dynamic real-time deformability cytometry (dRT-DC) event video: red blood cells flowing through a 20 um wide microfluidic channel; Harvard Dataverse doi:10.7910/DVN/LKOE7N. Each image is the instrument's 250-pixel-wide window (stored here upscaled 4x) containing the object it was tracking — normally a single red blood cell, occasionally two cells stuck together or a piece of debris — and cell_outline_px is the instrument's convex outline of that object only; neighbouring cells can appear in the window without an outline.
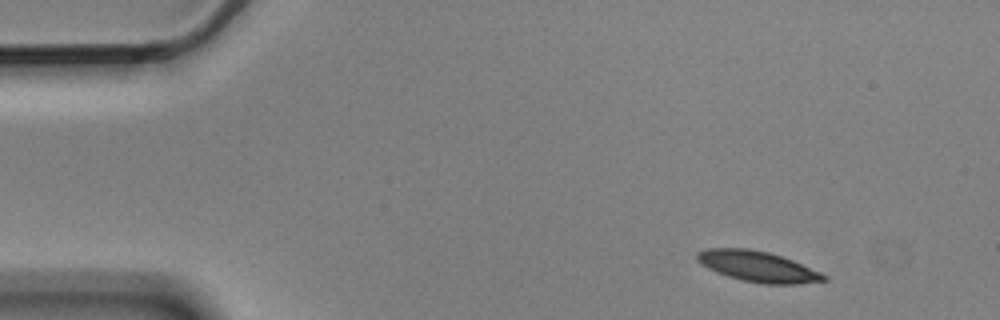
{"species": "Egyptian fruit bat (a non-hibernating species)", "species_latin": "Rousettus aegyptiacus", "temperature_condition": "cold", "stored_images_in_passage": 5, "camera_frame_rate_fps": 3000, "um_per_image_px": 0.085, "animal": {"sex": "male"}, "frame": {"image": 1, "passage_image": 1, "time_ms": 0.0, "image_size_px": [1000, 320], "cell_outline_px": [[828, 280], [800, 284], [760, 284], [728, 276], [716, 272], [700, 264], [696, 260], [696, 252], [708, 248], [748, 248], [768, 252], [792, 260], [820, 272], [828, 276]], "centroid_in_image_um": [64.39, 22.65], "position_along_channel_um": 20.6, "area_um2": 22.66}}
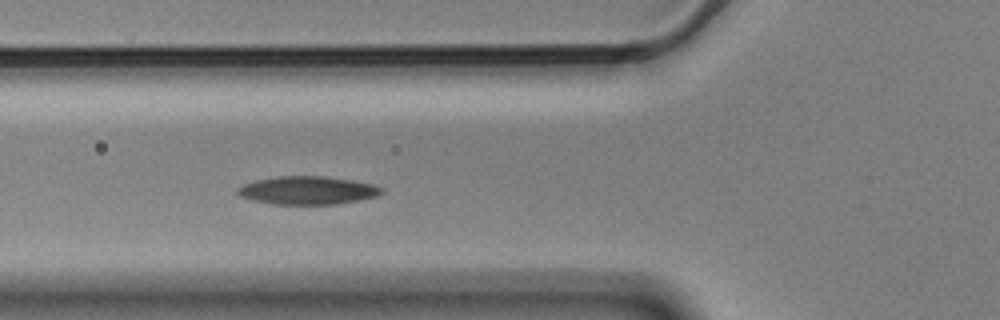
{"frame": {"image": 2, "passage_image": 5, "time_ms": 1.333, "image_size_px": [1000, 320], "cell_outline_px": [[384, 192], [376, 196], [360, 200], [336, 204], [272, 204], [252, 200], [240, 196], [236, 192], [236, 188], [244, 184], [256, 180], [280, 176], [320, 176], [352, 180], [372, 184], [384, 188]], "centroid_in_image_um": [26.14, 16.18], "position_along_channel_um": 99.7, "area_um2": 23.58}}